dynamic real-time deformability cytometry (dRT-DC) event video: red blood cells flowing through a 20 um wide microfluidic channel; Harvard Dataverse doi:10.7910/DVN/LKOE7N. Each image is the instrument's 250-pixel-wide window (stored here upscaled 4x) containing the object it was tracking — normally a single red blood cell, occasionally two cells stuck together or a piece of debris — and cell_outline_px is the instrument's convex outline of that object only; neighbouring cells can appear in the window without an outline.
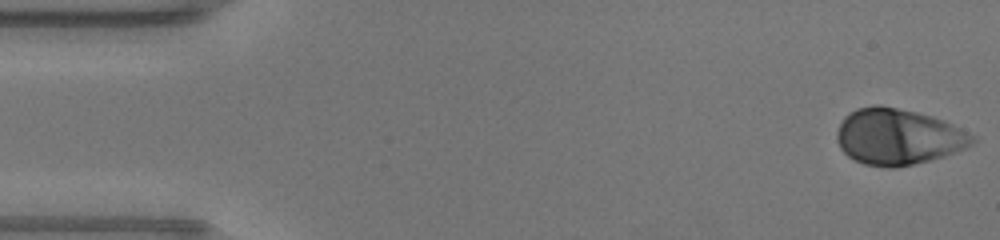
{"species": "human", "species_latin": "Homo sapiens", "temperature_condition": "warm", "stored_images_in_passage": 11, "camera_frame_rate_fps": 3000, "um_per_image_px": 0.085, "donor": {"sex": "male"}, "frame": {"image": 1, "passage_image": 1, "time_ms": 0.0, "image_size_px": [1000, 240], "cell_outline_px": [[976, 140], [972, 144], [964, 148], [944, 156], [896, 168], [888, 168], [864, 164], [848, 156], [840, 148], [836, 140], [836, 132], [844, 116], [848, 112], [856, 108], [876, 104], [880, 104], [916, 112], [932, 116], [944, 120], [976, 136]], "centroid_in_image_um": [76.31, 11.61], "position_along_channel_um": 8.7, "area_um2": 44.39}}